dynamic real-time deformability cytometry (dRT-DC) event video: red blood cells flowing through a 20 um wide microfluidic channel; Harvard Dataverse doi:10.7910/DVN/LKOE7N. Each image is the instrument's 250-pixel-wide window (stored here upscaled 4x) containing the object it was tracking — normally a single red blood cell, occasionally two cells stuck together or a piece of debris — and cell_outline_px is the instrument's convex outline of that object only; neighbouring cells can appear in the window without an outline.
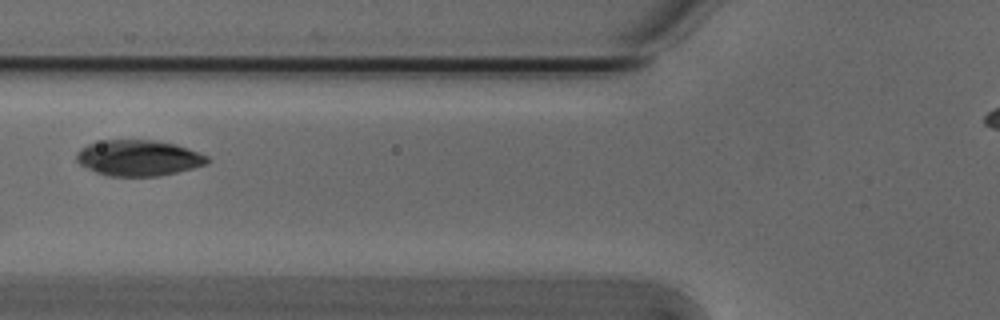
{"species": "Egyptian fruit bat (a non-hibernating species)", "species_latin": "Rousettus aegyptiacus", "temperature_condition": "cold", "stored_images_in_passage": 3, "camera_frame_rate_fps": 3000, "um_per_image_px": 0.085, "animal": {"sex": "male"}, "frame": {"image": 1, "passage_image": 3, "time_ms": 0.667, "image_size_px": [1000, 320], "cell_outline_px": [[212, 160], [208, 164], [176, 172], [156, 176], [108, 176], [96, 172], [80, 164], [76, 160], [76, 152], [80, 148], [88, 144], [104, 140], [152, 140], [176, 144], [188, 148], [208, 156]], "centroid_in_image_um": [11.78, 13.42], "position_along_channel_um": 114.0, "area_um2": 27.34}}